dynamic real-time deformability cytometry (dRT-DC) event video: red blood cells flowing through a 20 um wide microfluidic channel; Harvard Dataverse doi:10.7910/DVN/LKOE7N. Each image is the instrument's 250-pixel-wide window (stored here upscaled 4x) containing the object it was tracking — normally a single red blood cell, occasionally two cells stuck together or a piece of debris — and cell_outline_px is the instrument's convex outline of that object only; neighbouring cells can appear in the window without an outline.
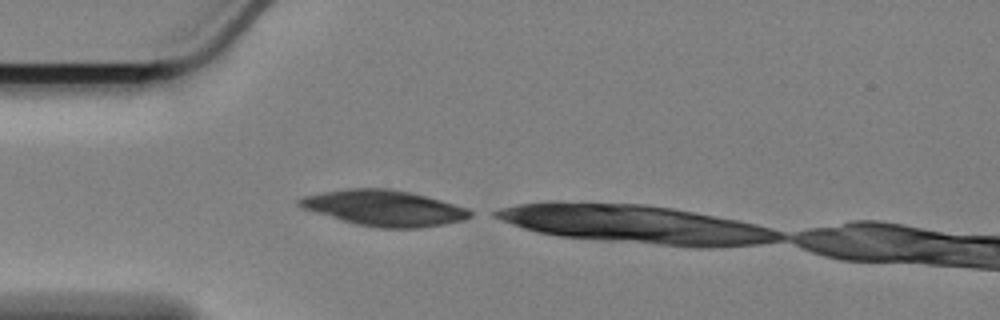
{"species": "Egyptian fruit bat (a non-hibernating species)", "species_latin": "Rousettus aegyptiacus", "temperature_condition": "cold", "stored_images_in_passage": 3, "camera_frame_rate_fps": 3000, "um_per_image_px": 0.085, "animal": {"sex": "female"}, "frame": {"image": 1, "passage_image": 1, "time_ms": 0.0, "image_size_px": [1000, 320], "cell_outline_px": [[476, 212], [472, 216], [464, 220], [444, 224], [420, 228], [380, 228], [356, 224], [316, 212], [304, 208], [296, 204], [296, 200], [304, 196], [324, 192], [348, 188], [392, 188], [412, 192], [468, 208]], "centroid_in_image_um": [32.71, 17.68], "position_along_channel_um": 52.3, "area_um2": 35.55}}